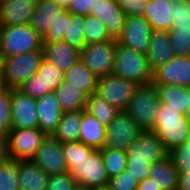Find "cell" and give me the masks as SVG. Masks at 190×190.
<instances>
[{"instance_id":"obj_50","label":"cell","mask_w":190,"mask_h":190,"mask_svg":"<svg viewBox=\"0 0 190 190\" xmlns=\"http://www.w3.org/2000/svg\"><path fill=\"white\" fill-rule=\"evenodd\" d=\"M53 1L66 10L69 8L70 4L72 3V0H53Z\"/></svg>"},{"instance_id":"obj_1","label":"cell","mask_w":190,"mask_h":190,"mask_svg":"<svg viewBox=\"0 0 190 190\" xmlns=\"http://www.w3.org/2000/svg\"><path fill=\"white\" fill-rule=\"evenodd\" d=\"M190 119L179 111L161 103L157 111L154 128L151 130L162 141L168 151L182 146L188 137Z\"/></svg>"},{"instance_id":"obj_21","label":"cell","mask_w":190,"mask_h":190,"mask_svg":"<svg viewBox=\"0 0 190 190\" xmlns=\"http://www.w3.org/2000/svg\"><path fill=\"white\" fill-rule=\"evenodd\" d=\"M175 56L167 31L153 30L146 57L152 70L167 63Z\"/></svg>"},{"instance_id":"obj_32","label":"cell","mask_w":190,"mask_h":190,"mask_svg":"<svg viewBox=\"0 0 190 190\" xmlns=\"http://www.w3.org/2000/svg\"><path fill=\"white\" fill-rule=\"evenodd\" d=\"M84 18V15L73 14L68 11L66 31L64 32L62 40L79 51H81L86 46V42L83 36L85 26Z\"/></svg>"},{"instance_id":"obj_10","label":"cell","mask_w":190,"mask_h":190,"mask_svg":"<svg viewBox=\"0 0 190 190\" xmlns=\"http://www.w3.org/2000/svg\"><path fill=\"white\" fill-rule=\"evenodd\" d=\"M143 132L128 112L120 111L106 127L103 148L126 151L132 142Z\"/></svg>"},{"instance_id":"obj_23","label":"cell","mask_w":190,"mask_h":190,"mask_svg":"<svg viewBox=\"0 0 190 190\" xmlns=\"http://www.w3.org/2000/svg\"><path fill=\"white\" fill-rule=\"evenodd\" d=\"M64 80L67 84L77 88L88 97L95 93L98 78L79 59L69 70L64 72Z\"/></svg>"},{"instance_id":"obj_29","label":"cell","mask_w":190,"mask_h":190,"mask_svg":"<svg viewBox=\"0 0 190 190\" xmlns=\"http://www.w3.org/2000/svg\"><path fill=\"white\" fill-rule=\"evenodd\" d=\"M159 91L160 101L163 104L173 108L183 115L187 112L189 100V88L168 85V84H155Z\"/></svg>"},{"instance_id":"obj_48","label":"cell","mask_w":190,"mask_h":190,"mask_svg":"<svg viewBox=\"0 0 190 190\" xmlns=\"http://www.w3.org/2000/svg\"><path fill=\"white\" fill-rule=\"evenodd\" d=\"M179 190H190V168L180 173Z\"/></svg>"},{"instance_id":"obj_40","label":"cell","mask_w":190,"mask_h":190,"mask_svg":"<svg viewBox=\"0 0 190 190\" xmlns=\"http://www.w3.org/2000/svg\"><path fill=\"white\" fill-rule=\"evenodd\" d=\"M78 183L69 172L49 176L46 190H75Z\"/></svg>"},{"instance_id":"obj_24","label":"cell","mask_w":190,"mask_h":190,"mask_svg":"<svg viewBox=\"0 0 190 190\" xmlns=\"http://www.w3.org/2000/svg\"><path fill=\"white\" fill-rule=\"evenodd\" d=\"M106 137V127L94 115L82 110L80 142L96 150L103 149Z\"/></svg>"},{"instance_id":"obj_41","label":"cell","mask_w":190,"mask_h":190,"mask_svg":"<svg viewBox=\"0 0 190 190\" xmlns=\"http://www.w3.org/2000/svg\"><path fill=\"white\" fill-rule=\"evenodd\" d=\"M18 90L23 94L36 99L45 95V83L41 76L38 73H35L30 79L24 82Z\"/></svg>"},{"instance_id":"obj_30","label":"cell","mask_w":190,"mask_h":190,"mask_svg":"<svg viewBox=\"0 0 190 190\" xmlns=\"http://www.w3.org/2000/svg\"><path fill=\"white\" fill-rule=\"evenodd\" d=\"M54 93L63 112L84 110L86 108L87 96L77 88L67 84L65 80L54 90Z\"/></svg>"},{"instance_id":"obj_42","label":"cell","mask_w":190,"mask_h":190,"mask_svg":"<svg viewBox=\"0 0 190 190\" xmlns=\"http://www.w3.org/2000/svg\"><path fill=\"white\" fill-rule=\"evenodd\" d=\"M169 157L172 159L174 166L179 173L190 168V147L185 143L182 146L173 148L169 151Z\"/></svg>"},{"instance_id":"obj_43","label":"cell","mask_w":190,"mask_h":190,"mask_svg":"<svg viewBox=\"0 0 190 190\" xmlns=\"http://www.w3.org/2000/svg\"><path fill=\"white\" fill-rule=\"evenodd\" d=\"M66 20H68V10H64L53 26L49 27L48 32L43 37V42L62 41L64 32L66 31Z\"/></svg>"},{"instance_id":"obj_34","label":"cell","mask_w":190,"mask_h":190,"mask_svg":"<svg viewBox=\"0 0 190 190\" xmlns=\"http://www.w3.org/2000/svg\"><path fill=\"white\" fill-rule=\"evenodd\" d=\"M84 25L83 36L86 44L113 40L109 37L105 25L97 17L86 15Z\"/></svg>"},{"instance_id":"obj_13","label":"cell","mask_w":190,"mask_h":190,"mask_svg":"<svg viewBox=\"0 0 190 190\" xmlns=\"http://www.w3.org/2000/svg\"><path fill=\"white\" fill-rule=\"evenodd\" d=\"M152 31L151 24L144 16H126L124 28L117 43L146 54Z\"/></svg>"},{"instance_id":"obj_5","label":"cell","mask_w":190,"mask_h":190,"mask_svg":"<svg viewBox=\"0 0 190 190\" xmlns=\"http://www.w3.org/2000/svg\"><path fill=\"white\" fill-rule=\"evenodd\" d=\"M70 175L78 186L103 189L108 187L109 178L102 153L97 150L92 156L80 160H65Z\"/></svg>"},{"instance_id":"obj_6","label":"cell","mask_w":190,"mask_h":190,"mask_svg":"<svg viewBox=\"0 0 190 190\" xmlns=\"http://www.w3.org/2000/svg\"><path fill=\"white\" fill-rule=\"evenodd\" d=\"M43 60V50L26 52L4 59L3 80L9 89H18L39 69Z\"/></svg>"},{"instance_id":"obj_3","label":"cell","mask_w":190,"mask_h":190,"mask_svg":"<svg viewBox=\"0 0 190 190\" xmlns=\"http://www.w3.org/2000/svg\"><path fill=\"white\" fill-rule=\"evenodd\" d=\"M43 37L30 24L0 26V52L6 57L40 51Z\"/></svg>"},{"instance_id":"obj_31","label":"cell","mask_w":190,"mask_h":190,"mask_svg":"<svg viewBox=\"0 0 190 190\" xmlns=\"http://www.w3.org/2000/svg\"><path fill=\"white\" fill-rule=\"evenodd\" d=\"M85 110L94 115L96 119L105 127H107L120 112L119 109L112 106L95 93L87 97Z\"/></svg>"},{"instance_id":"obj_12","label":"cell","mask_w":190,"mask_h":190,"mask_svg":"<svg viewBox=\"0 0 190 190\" xmlns=\"http://www.w3.org/2000/svg\"><path fill=\"white\" fill-rule=\"evenodd\" d=\"M46 136L40 128H12L8 134L10 159H32Z\"/></svg>"},{"instance_id":"obj_2","label":"cell","mask_w":190,"mask_h":190,"mask_svg":"<svg viewBox=\"0 0 190 190\" xmlns=\"http://www.w3.org/2000/svg\"><path fill=\"white\" fill-rule=\"evenodd\" d=\"M114 75L138 85L152 82L153 70L146 54L116 43Z\"/></svg>"},{"instance_id":"obj_27","label":"cell","mask_w":190,"mask_h":190,"mask_svg":"<svg viewBox=\"0 0 190 190\" xmlns=\"http://www.w3.org/2000/svg\"><path fill=\"white\" fill-rule=\"evenodd\" d=\"M148 177L153 179L161 190H179L180 173L170 157L152 164Z\"/></svg>"},{"instance_id":"obj_56","label":"cell","mask_w":190,"mask_h":190,"mask_svg":"<svg viewBox=\"0 0 190 190\" xmlns=\"http://www.w3.org/2000/svg\"><path fill=\"white\" fill-rule=\"evenodd\" d=\"M185 144L190 147V129H189L188 137Z\"/></svg>"},{"instance_id":"obj_25","label":"cell","mask_w":190,"mask_h":190,"mask_svg":"<svg viewBox=\"0 0 190 190\" xmlns=\"http://www.w3.org/2000/svg\"><path fill=\"white\" fill-rule=\"evenodd\" d=\"M20 190H46L49 176L32 159L19 160Z\"/></svg>"},{"instance_id":"obj_39","label":"cell","mask_w":190,"mask_h":190,"mask_svg":"<svg viewBox=\"0 0 190 190\" xmlns=\"http://www.w3.org/2000/svg\"><path fill=\"white\" fill-rule=\"evenodd\" d=\"M139 181L136 177L130 174V171L124 170L117 176L109 179L108 189L109 190H137Z\"/></svg>"},{"instance_id":"obj_22","label":"cell","mask_w":190,"mask_h":190,"mask_svg":"<svg viewBox=\"0 0 190 190\" xmlns=\"http://www.w3.org/2000/svg\"><path fill=\"white\" fill-rule=\"evenodd\" d=\"M64 10L53 0H37L36 9L29 24L37 33L44 37L49 27L53 26Z\"/></svg>"},{"instance_id":"obj_47","label":"cell","mask_w":190,"mask_h":190,"mask_svg":"<svg viewBox=\"0 0 190 190\" xmlns=\"http://www.w3.org/2000/svg\"><path fill=\"white\" fill-rule=\"evenodd\" d=\"M10 159L8 135L0 133V162H4Z\"/></svg>"},{"instance_id":"obj_4","label":"cell","mask_w":190,"mask_h":190,"mask_svg":"<svg viewBox=\"0 0 190 190\" xmlns=\"http://www.w3.org/2000/svg\"><path fill=\"white\" fill-rule=\"evenodd\" d=\"M161 101L154 83L139 85L126 109L143 131H151L157 117Z\"/></svg>"},{"instance_id":"obj_14","label":"cell","mask_w":190,"mask_h":190,"mask_svg":"<svg viewBox=\"0 0 190 190\" xmlns=\"http://www.w3.org/2000/svg\"><path fill=\"white\" fill-rule=\"evenodd\" d=\"M32 161L48 176L69 172L62 151V143L52 135H47Z\"/></svg>"},{"instance_id":"obj_55","label":"cell","mask_w":190,"mask_h":190,"mask_svg":"<svg viewBox=\"0 0 190 190\" xmlns=\"http://www.w3.org/2000/svg\"><path fill=\"white\" fill-rule=\"evenodd\" d=\"M75 190H96V189L82 187V186H77Z\"/></svg>"},{"instance_id":"obj_15","label":"cell","mask_w":190,"mask_h":190,"mask_svg":"<svg viewBox=\"0 0 190 190\" xmlns=\"http://www.w3.org/2000/svg\"><path fill=\"white\" fill-rule=\"evenodd\" d=\"M152 83L190 88V56H174L153 70Z\"/></svg>"},{"instance_id":"obj_51","label":"cell","mask_w":190,"mask_h":190,"mask_svg":"<svg viewBox=\"0 0 190 190\" xmlns=\"http://www.w3.org/2000/svg\"><path fill=\"white\" fill-rule=\"evenodd\" d=\"M4 59L5 56L0 52V81H4L3 80Z\"/></svg>"},{"instance_id":"obj_17","label":"cell","mask_w":190,"mask_h":190,"mask_svg":"<svg viewBox=\"0 0 190 190\" xmlns=\"http://www.w3.org/2000/svg\"><path fill=\"white\" fill-rule=\"evenodd\" d=\"M90 15L97 17L106 27L109 37L117 40L124 28L126 14L117 0H95L94 11Z\"/></svg>"},{"instance_id":"obj_36","label":"cell","mask_w":190,"mask_h":190,"mask_svg":"<svg viewBox=\"0 0 190 190\" xmlns=\"http://www.w3.org/2000/svg\"><path fill=\"white\" fill-rule=\"evenodd\" d=\"M37 73L45 83V94L54 92L64 80V72L44 59L41 61Z\"/></svg>"},{"instance_id":"obj_19","label":"cell","mask_w":190,"mask_h":190,"mask_svg":"<svg viewBox=\"0 0 190 190\" xmlns=\"http://www.w3.org/2000/svg\"><path fill=\"white\" fill-rule=\"evenodd\" d=\"M36 109L38 112V128L46 135H52L63 114L56 94L50 92L36 98Z\"/></svg>"},{"instance_id":"obj_8","label":"cell","mask_w":190,"mask_h":190,"mask_svg":"<svg viewBox=\"0 0 190 190\" xmlns=\"http://www.w3.org/2000/svg\"><path fill=\"white\" fill-rule=\"evenodd\" d=\"M126 152L127 162L139 164L152 165L169 157V151L152 131H143Z\"/></svg>"},{"instance_id":"obj_26","label":"cell","mask_w":190,"mask_h":190,"mask_svg":"<svg viewBox=\"0 0 190 190\" xmlns=\"http://www.w3.org/2000/svg\"><path fill=\"white\" fill-rule=\"evenodd\" d=\"M143 16L153 30L168 32L173 22V11L168 0H148Z\"/></svg>"},{"instance_id":"obj_57","label":"cell","mask_w":190,"mask_h":190,"mask_svg":"<svg viewBox=\"0 0 190 190\" xmlns=\"http://www.w3.org/2000/svg\"><path fill=\"white\" fill-rule=\"evenodd\" d=\"M96 190H109L108 188H103V189H96Z\"/></svg>"},{"instance_id":"obj_9","label":"cell","mask_w":190,"mask_h":190,"mask_svg":"<svg viewBox=\"0 0 190 190\" xmlns=\"http://www.w3.org/2000/svg\"><path fill=\"white\" fill-rule=\"evenodd\" d=\"M117 40L90 43L81 50L80 59L97 78L113 74Z\"/></svg>"},{"instance_id":"obj_20","label":"cell","mask_w":190,"mask_h":190,"mask_svg":"<svg viewBox=\"0 0 190 190\" xmlns=\"http://www.w3.org/2000/svg\"><path fill=\"white\" fill-rule=\"evenodd\" d=\"M43 59L65 72L81 57V51L64 41L43 42Z\"/></svg>"},{"instance_id":"obj_44","label":"cell","mask_w":190,"mask_h":190,"mask_svg":"<svg viewBox=\"0 0 190 190\" xmlns=\"http://www.w3.org/2000/svg\"><path fill=\"white\" fill-rule=\"evenodd\" d=\"M126 16H143L148 0H117Z\"/></svg>"},{"instance_id":"obj_33","label":"cell","mask_w":190,"mask_h":190,"mask_svg":"<svg viewBox=\"0 0 190 190\" xmlns=\"http://www.w3.org/2000/svg\"><path fill=\"white\" fill-rule=\"evenodd\" d=\"M108 178L117 176L126 169L127 152L117 149H100Z\"/></svg>"},{"instance_id":"obj_54","label":"cell","mask_w":190,"mask_h":190,"mask_svg":"<svg viewBox=\"0 0 190 190\" xmlns=\"http://www.w3.org/2000/svg\"><path fill=\"white\" fill-rule=\"evenodd\" d=\"M185 8L190 13V0H185Z\"/></svg>"},{"instance_id":"obj_49","label":"cell","mask_w":190,"mask_h":190,"mask_svg":"<svg viewBox=\"0 0 190 190\" xmlns=\"http://www.w3.org/2000/svg\"><path fill=\"white\" fill-rule=\"evenodd\" d=\"M137 190H161V188L153 182V179L147 177L139 182Z\"/></svg>"},{"instance_id":"obj_38","label":"cell","mask_w":190,"mask_h":190,"mask_svg":"<svg viewBox=\"0 0 190 190\" xmlns=\"http://www.w3.org/2000/svg\"><path fill=\"white\" fill-rule=\"evenodd\" d=\"M62 151L65 160H80L92 156L97 150L79 141L62 143Z\"/></svg>"},{"instance_id":"obj_37","label":"cell","mask_w":190,"mask_h":190,"mask_svg":"<svg viewBox=\"0 0 190 190\" xmlns=\"http://www.w3.org/2000/svg\"><path fill=\"white\" fill-rule=\"evenodd\" d=\"M12 130L11 89L0 92V133L9 134Z\"/></svg>"},{"instance_id":"obj_35","label":"cell","mask_w":190,"mask_h":190,"mask_svg":"<svg viewBox=\"0 0 190 190\" xmlns=\"http://www.w3.org/2000/svg\"><path fill=\"white\" fill-rule=\"evenodd\" d=\"M19 160L0 162V190H20Z\"/></svg>"},{"instance_id":"obj_52","label":"cell","mask_w":190,"mask_h":190,"mask_svg":"<svg viewBox=\"0 0 190 190\" xmlns=\"http://www.w3.org/2000/svg\"><path fill=\"white\" fill-rule=\"evenodd\" d=\"M189 97H190V88H189ZM188 107H187V112H186V116L190 119V98L188 100Z\"/></svg>"},{"instance_id":"obj_28","label":"cell","mask_w":190,"mask_h":190,"mask_svg":"<svg viewBox=\"0 0 190 190\" xmlns=\"http://www.w3.org/2000/svg\"><path fill=\"white\" fill-rule=\"evenodd\" d=\"M82 110L65 111L56 130L52 133L61 143L79 142Z\"/></svg>"},{"instance_id":"obj_45","label":"cell","mask_w":190,"mask_h":190,"mask_svg":"<svg viewBox=\"0 0 190 190\" xmlns=\"http://www.w3.org/2000/svg\"><path fill=\"white\" fill-rule=\"evenodd\" d=\"M95 0H72L69 8L70 13L79 15H88L90 11H94Z\"/></svg>"},{"instance_id":"obj_18","label":"cell","mask_w":190,"mask_h":190,"mask_svg":"<svg viewBox=\"0 0 190 190\" xmlns=\"http://www.w3.org/2000/svg\"><path fill=\"white\" fill-rule=\"evenodd\" d=\"M37 0L0 1V26L28 24L36 9Z\"/></svg>"},{"instance_id":"obj_53","label":"cell","mask_w":190,"mask_h":190,"mask_svg":"<svg viewBox=\"0 0 190 190\" xmlns=\"http://www.w3.org/2000/svg\"><path fill=\"white\" fill-rule=\"evenodd\" d=\"M5 89H7V87L5 86L4 81H0V92L4 91Z\"/></svg>"},{"instance_id":"obj_46","label":"cell","mask_w":190,"mask_h":190,"mask_svg":"<svg viewBox=\"0 0 190 190\" xmlns=\"http://www.w3.org/2000/svg\"><path fill=\"white\" fill-rule=\"evenodd\" d=\"M151 165L127 162L126 170L140 182L149 176Z\"/></svg>"},{"instance_id":"obj_7","label":"cell","mask_w":190,"mask_h":190,"mask_svg":"<svg viewBox=\"0 0 190 190\" xmlns=\"http://www.w3.org/2000/svg\"><path fill=\"white\" fill-rule=\"evenodd\" d=\"M139 85L114 74L98 78L95 94L125 111Z\"/></svg>"},{"instance_id":"obj_16","label":"cell","mask_w":190,"mask_h":190,"mask_svg":"<svg viewBox=\"0 0 190 190\" xmlns=\"http://www.w3.org/2000/svg\"><path fill=\"white\" fill-rule=\"evenodd\" d=\"M12 128H38L36 99L11 89Z\"/></svg>"},{"instance_id":"obj_11","label":"cell","mask_w":190,"mask_h":190,"mask_svg":"<svg viewBox=\"0 0 190 190\" xmlns=\"http://www.w3.org/2000/svg\"><path fill=\"white\" fill-rule=\"evenodd\" d=\"M173 11L169 38L176 56H190V13L185 8V0H168Z\"/></svg>"}]
</instances>
